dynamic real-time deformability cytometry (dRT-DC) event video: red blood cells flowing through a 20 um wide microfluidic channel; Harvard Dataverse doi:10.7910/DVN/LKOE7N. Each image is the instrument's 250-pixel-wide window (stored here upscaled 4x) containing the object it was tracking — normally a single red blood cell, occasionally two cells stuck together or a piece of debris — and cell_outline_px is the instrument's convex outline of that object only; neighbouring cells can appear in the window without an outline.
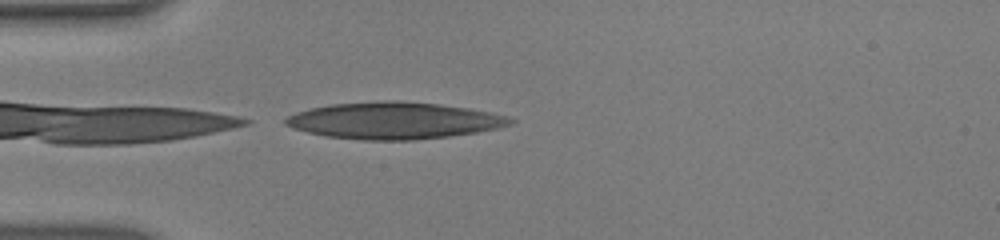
{"species": "human", "species_latin": "Homo sapiens", "temperature_condition": "warm", "stored_images_in_passage": 1, "camera_frame_rate_fps": 3000, "um_per_image_px": 0.085, "donor": {"sex": "male"}, "frame": {"image": 1, "passage_image": 1, "time_ms": 0.0, "image_size_px": [1000, 240], "cell_outline_px": [[516, 120], [512, 124], [496, 128], [476, 132], [448, 136], [412, 140], [364, 140], [324, 136], [292, 128], [284, 124], [284, 120], [288, 116], [296, 112], [312, 108], [332, 104], [380, 100], [400, 100], [440, 104], [468, 108], [488, 112], [504, 116]], "centroid_in_image_um": [33.45, 10.24], "position_along_channel_um": 51.5, "area_um2": 48.03}}